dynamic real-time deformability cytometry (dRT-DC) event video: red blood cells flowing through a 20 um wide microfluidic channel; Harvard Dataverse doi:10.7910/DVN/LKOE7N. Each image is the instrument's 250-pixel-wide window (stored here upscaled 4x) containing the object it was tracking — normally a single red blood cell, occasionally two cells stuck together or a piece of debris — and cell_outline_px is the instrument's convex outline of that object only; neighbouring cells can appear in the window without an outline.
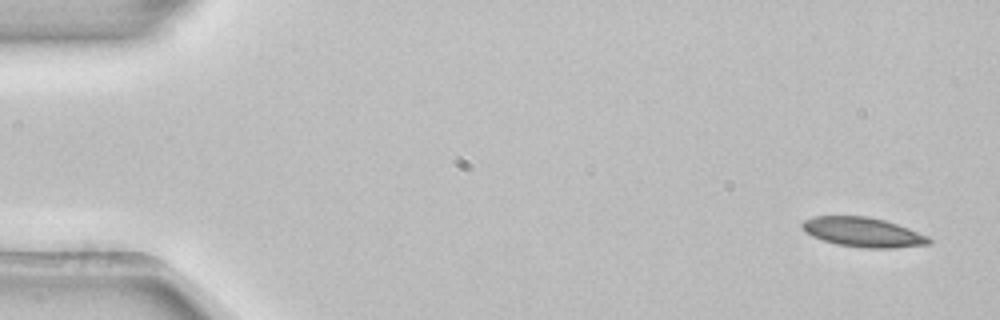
{"species": "common noctule bat (a hibernating species)", "species_latin": "Nyctalus noctula", "temperature_condition": "room temperature", "stored_images_in_passage": 3, "segment_of_instrument_passage": [2, 2], "camera_frame_rate_fps": 3000, "um_per_image_px": 0.085, "animal": {"sex": "female", "body_mass_g": 22.7, "forearm_length_mm": 54.2}, "frame": {"image": 1, "passage_image": 3, "time_ms": 0.667, "image_size_px": [1000, 320], "cell_outline_px": [[932, 240], [928, 244], [892, 248], [864, 248], [836, 244], [812, 236], [804, 232], [800, 224], [804, 220], [812, 216], [868, 216], [884, 220], [908, 228], [928, 236]], "centroid_in_image_um": [73.31, 19.73], "position_along_channel_um": 11.7, "area_um2": 21.79}}